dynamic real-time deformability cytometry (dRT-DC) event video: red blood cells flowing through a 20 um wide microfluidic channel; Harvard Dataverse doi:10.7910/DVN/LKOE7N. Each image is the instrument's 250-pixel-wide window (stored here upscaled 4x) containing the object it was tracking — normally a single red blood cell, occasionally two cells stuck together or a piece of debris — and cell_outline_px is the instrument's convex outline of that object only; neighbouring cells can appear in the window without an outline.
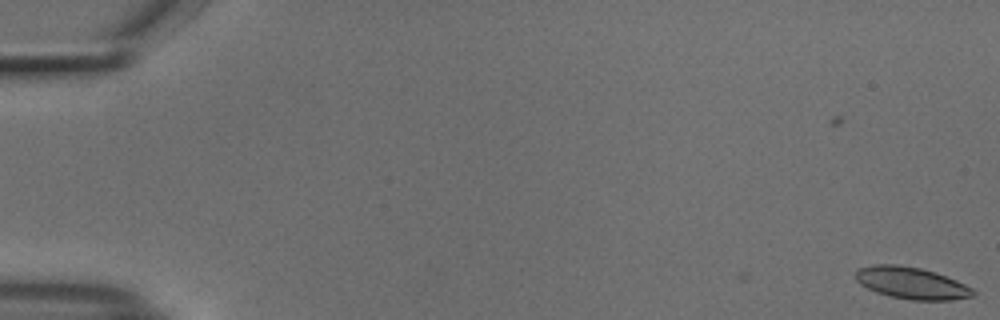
{"species": "common noctule bat (a hibernating species)", "species_latin": "Nyctalus noctula", "temperature_condition": "cold", "stored_images_in_passage": 2, "camera_frame_rate_fps": 3000, "um_per_image_px": 0.085, "animal": {"sex": "male", "body_mass_g": 18.8}, "frame": {"image": 1, "passage_image": 2, "time_ms": 0.333, "image_size_px": [1000, 320], "cell_outline_px": [[976, 296], [952, 300], [912, 300], [888, 296], [876, 292], [860, 284], [856, 280], [856, 272], [860, 268], [876, 264], [896, 264], [920, 268], [936, 272], [956, 280], [972, 288], [976, 292]], "centroid_in_image_um": [77.51, 24.07], "position_along_channel_um": 7.5, "area_um2": 21.85}}